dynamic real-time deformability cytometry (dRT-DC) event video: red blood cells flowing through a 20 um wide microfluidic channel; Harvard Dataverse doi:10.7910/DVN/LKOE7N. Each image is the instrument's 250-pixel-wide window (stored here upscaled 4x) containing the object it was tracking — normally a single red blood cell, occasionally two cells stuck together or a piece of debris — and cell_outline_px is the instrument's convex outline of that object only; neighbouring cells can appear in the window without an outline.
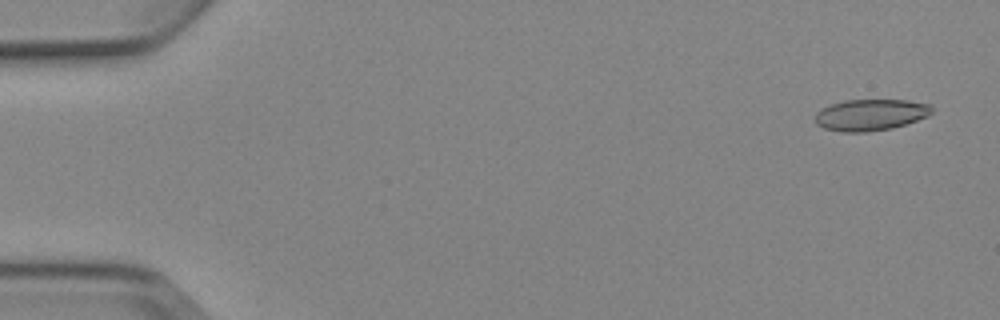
{"species": "Egyptian fruit bat (a non-hibernating species)", "species_latin": "Rousettus aegyptiacus", "temperature_condition": "cold", "stored_images_in_passage": 4, "camera_frame_rate_fps": 3000, "um_per_image_px": 0.085, "animal": {"sex": "female"}, "frame": {"image": 1, "passage_image": 1, "time_ms": 0.0, "image_size_px": [1000, 320], "cell_outline_px": [[932, 112], [928, 116], [892, 128], [868, 132], [844, 132], [824, 128], [816, 124], [816, 112], [820, 108], [844, 100], [908, 100], [932, 104]], "centroid_in_image_um": [74.0, 9.75], "position_along_channel_um": 11.0, "area_um2": 21.39}}